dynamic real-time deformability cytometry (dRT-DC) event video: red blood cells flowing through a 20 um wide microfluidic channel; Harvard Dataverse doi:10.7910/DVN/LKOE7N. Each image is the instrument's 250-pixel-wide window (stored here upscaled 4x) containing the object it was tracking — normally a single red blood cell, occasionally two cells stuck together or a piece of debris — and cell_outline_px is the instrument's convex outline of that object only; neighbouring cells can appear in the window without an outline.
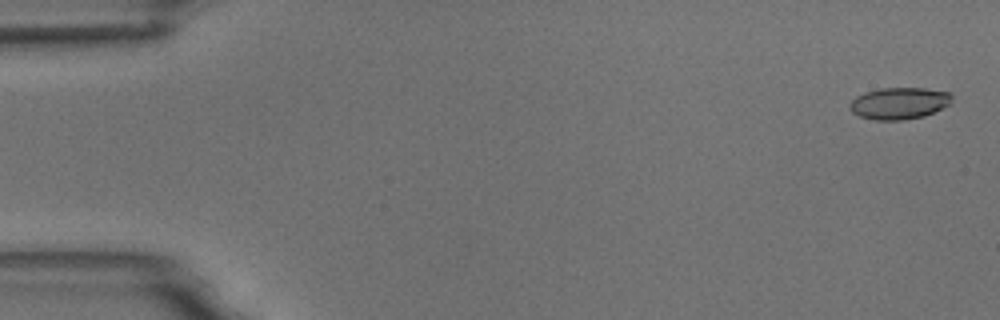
{"species": "common noctule bat (a hibernating species)", "species_latin": "Nyctalus noctula", "temperature_condition": "room temperature", "stored_images_in_passage": 5, "camera_frame_rate_fps": 3000, "um_per_image_px": 0.085, "animal": {"sex": "male", "body_mass_g": 18.8}, "frame": {"image": 1, "passage_image": 1, "time_ms": 0.0, "image_size_px": [1000, 320], "cell_outline_px": [[952, 100], [948, 104], [924, 116], [904, 120], [876, 120], [860, 116], [852, 112], [848, 104], [856, 96], [864, 92], [880, 88], [924, 88], [948, 92], [952, 96]], "centroid_in_image_um": [76.39, 8.77], "position_along_channel_um": 8.6, "area_um2": 18.79}}